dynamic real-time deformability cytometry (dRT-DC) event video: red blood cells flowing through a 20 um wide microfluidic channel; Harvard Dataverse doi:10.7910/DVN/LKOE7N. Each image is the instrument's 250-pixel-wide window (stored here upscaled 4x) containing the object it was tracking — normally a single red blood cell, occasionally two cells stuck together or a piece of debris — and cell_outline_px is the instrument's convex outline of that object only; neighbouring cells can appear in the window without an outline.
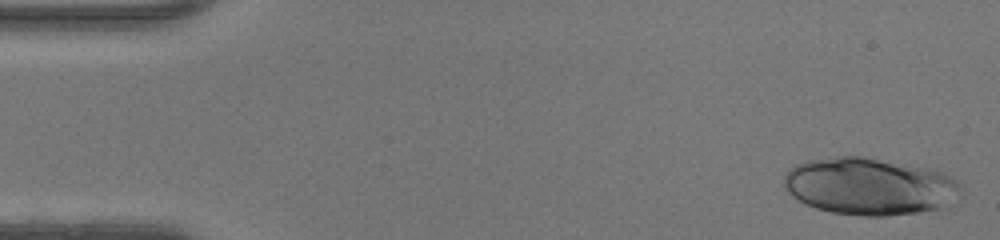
{"species": "human", "species_latin": "Homo sapiens", "temperature_condition": "warm", "stored_images_in_passage": 46, "camera_frame_rate_fps": 3000, "um_per_image_px": 0.085, "donor": {"sex": "female"}, "frame": {"image": 1, "passage_image": 1, "time_ms": 0.0, "image_size_px": [1000, 240], "cell_outline_px": [[964, 188], [940, 208], [916, 212], [884, 216], [864, 216], [832, 212], [816, 208], [792, 196], [784, 188], [784, 176], [796, 164], [808, 160], [836, 156], [864, 156], [908, 164], [944, 172], [956, 180]], "centroid_in_image_um": [73.88, 15.82], "position_along_channel_um": 11.1, "area_um2": 58.55}}
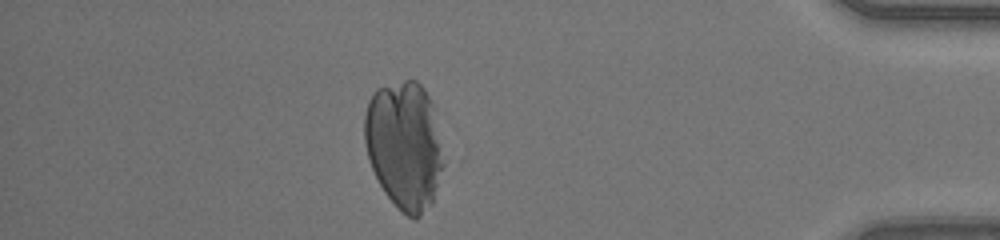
{"frame": {"image": 2, "passage_image": 40, "time_ms": 13.0, "image_size_px": [1000, 240], "cell_outline_px": [[444, 164], [432, 204], [416, 220], [408, 216], [384, 192], [368, 160], [364, 144], [364, 116], [368, 100], [372, 92], [376, 88], [404, 80], [416, 80], [424, 88], [432, 104]], "centroid_in_image_um": [34.34, 12.32], "position_along_channel_um": 400.9, "area_um2": 58.72}}